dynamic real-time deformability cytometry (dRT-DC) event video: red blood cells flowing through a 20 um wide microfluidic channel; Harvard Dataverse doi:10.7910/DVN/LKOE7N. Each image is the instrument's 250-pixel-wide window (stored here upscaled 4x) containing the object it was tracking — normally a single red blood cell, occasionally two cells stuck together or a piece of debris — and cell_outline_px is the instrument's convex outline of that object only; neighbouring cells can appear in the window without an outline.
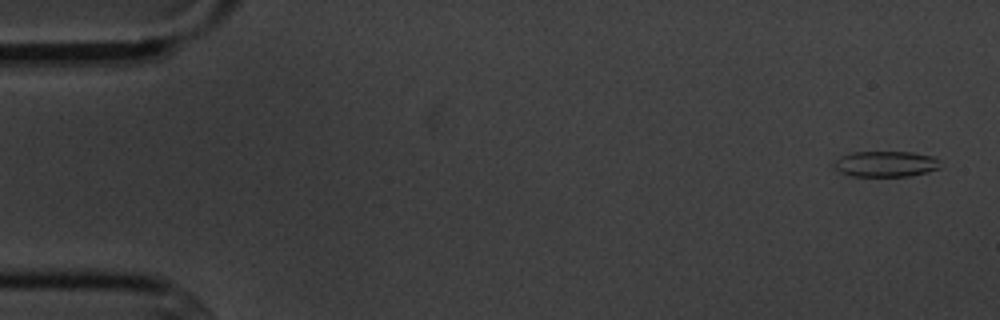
{"species": "common noctule bat (a hibernating species)", "species_latin": "Nyctalus noctula", "temperature_condition": "cold", "stored_images_in_passage": 5, "segment_of_instrument_passage": [2, 2], "camera_frame_rate_fps": 3000, "um_per_image_px": 0.085, "animal": {"sex": "male", "body_mass_g": 20.1, "forearm_length_mm": 53.5}, "frame": {"image": 1, "passage_image": 5, "time_ms": 4.667, "image_size_px": [1000, 320], "cell_outline_px": [[940, 168], [928, 172], [908, 176], [852, 176], [840, 172], [832, 164], [840, 156], [852, 152], [912, 152], [936, 156], [940, 160]], "centroid_in_image_um": [75.32, 13.93], "position_along_channel_um": 9.7, "area_um2": 16.13}}